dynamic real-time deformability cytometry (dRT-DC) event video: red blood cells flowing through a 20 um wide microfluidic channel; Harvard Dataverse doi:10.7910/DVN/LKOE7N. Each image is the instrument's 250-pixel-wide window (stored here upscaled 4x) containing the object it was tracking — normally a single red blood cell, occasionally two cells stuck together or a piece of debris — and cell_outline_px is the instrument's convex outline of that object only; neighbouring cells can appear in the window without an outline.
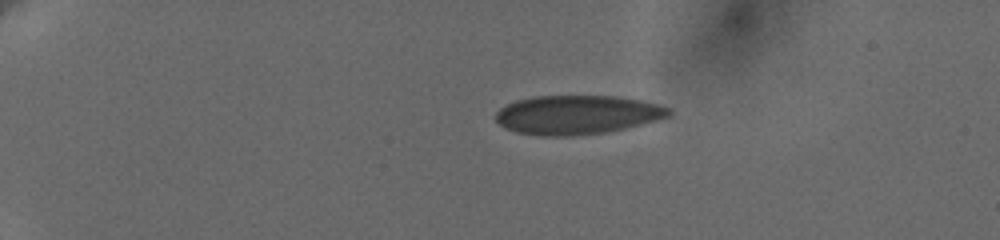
{"species": "human", "species_latin": "Homo sapiens", "temperature_condition": "cold", "stored_images_in_passage": 14, "camera_frame_rate_fps": 3000, "um_per_image_px": 0.085, "donor": {"sex": "female"}, "frame": {"image": 1, "passage_image": 1, "time_ms": 0.0, "image_size_px": [1000, 240], "cell_outline_px": [[672, 112], [668, 116], [656, 120], [624, 128], [600, 132], [568, 136], [540, 136], [516, 132], [500, 124], [496, 120], [496, 112], [500, 108], [516, 100], [532, 96], [612, 96], [640, 100], [656, 104], [668, 108]], "centroid_in_image_um": [49.01, 9.75], "position_along_channel_um": 36.0, "area_um2": 38.78}}